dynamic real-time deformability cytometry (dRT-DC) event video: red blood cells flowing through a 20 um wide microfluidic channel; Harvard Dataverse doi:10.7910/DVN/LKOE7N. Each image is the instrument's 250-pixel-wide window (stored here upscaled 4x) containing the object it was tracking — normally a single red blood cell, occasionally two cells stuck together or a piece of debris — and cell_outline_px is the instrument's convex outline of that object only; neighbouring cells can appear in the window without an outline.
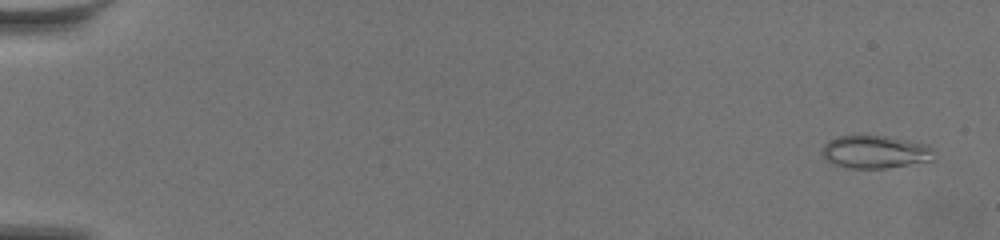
{"species": "common noctule bat (a hibernating species)", "species_latin": "Nyctalus noctula", "temperature_condition": "warm", "stored_images_in_passage": 61, "camera_frame_rate_fps": 3000, "um_per_image_px": 0.085, "animal": {"sex": "female", "body_mass_g": 19.5, "forearm_length_mm": 54.1}, "frame": {"image": 1, "passage_image": 3, "time_ms": 0.667, "image_size_px": [1000, 240], "cell_outline_px": [[936, 160], [884, 168], [848, 168], [824, 160], [824, 144], [828, 140], [836, 136], [856, 132], [864, 132], [908, 140], [928, 144], [932, 148]], "centroid_in_image_um": [74.38, 12.85], "position_along_channel_um": 10.6, "area_um2": 22.25}}
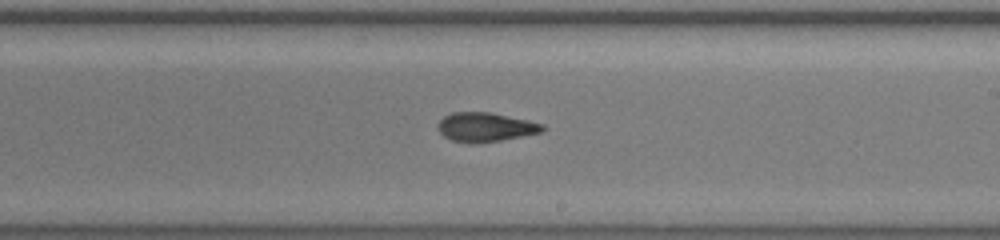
{"frame": {"image": 2, "passage_image": 38, "time_ms": 12.333, "image_size_px": [1000, 240], "cell_outline_px": [[544, 128], [540, 132], [500, 140], [476, 144], [472, 144], [452, 140], [444, 136], [436, 128], [436, 124], [444, 116], [452, 112], [492, 112], [528, 120], [544, 124]], "centroid_in_image_um": [41.21, 10.8], "position_along_channel_um": 247.8, "area_um2": 17.8}}
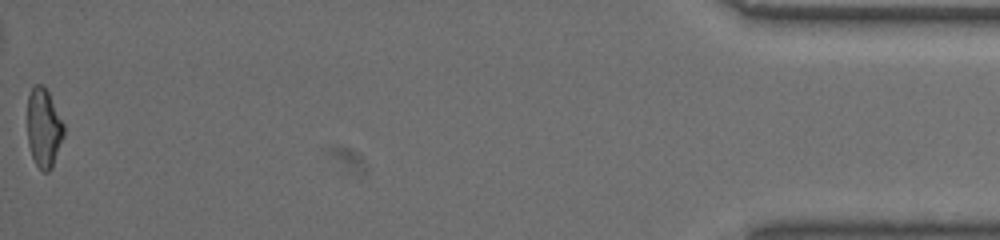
{"frame": {"image": 3, "passage_image": 61, "time_ms": 20.0, "image_size_px": [1000, 240], "cell_outline_px": [[64, 136], [52, 168], [48, 172], [44, 172], [36, 164], [32, 156], [28, 144], [28, 96], [32, 88], [36, 84], [40, 84], [48, 92], [64, 124]], "centroid_in_image_um": [3.73, 10.9], "position_along_channel_um": 431.5, "area_um2": 16.59}, "authors_computed_cell_mechanics": {"area_um2": 18.0336, "velocity_mm_per_s": 3.5485, "shape_relaxation_time_tau1_ms": null, "shape_relaxation_time_tau2_ms": 3.5396, "deformation_change_tau1": null, "deformation_change_tau2": 0.1184}}